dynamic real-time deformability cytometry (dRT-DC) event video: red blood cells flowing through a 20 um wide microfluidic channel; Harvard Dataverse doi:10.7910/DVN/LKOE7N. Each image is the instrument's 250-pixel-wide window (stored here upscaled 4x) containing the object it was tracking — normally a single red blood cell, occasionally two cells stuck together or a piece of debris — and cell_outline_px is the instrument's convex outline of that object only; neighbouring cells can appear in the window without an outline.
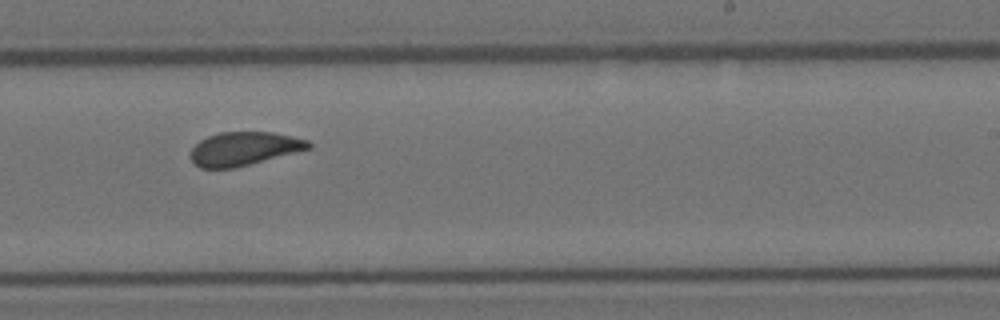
{"species": "Egyptian fruit bat (a non-hibernating species)", "species_latin": "Rousettus aegyptiacus", "temperature_condition": "room temperature", "stored_images_in_passage": 16, "camera_frame_rate_fps": 3000, "um_per_image_px": 0.085, "animal": {"sex": "female"}, "frame": {"image": 1, "passage_image": 11, "time_ms": 3.333, "image_size_px": [1000, 320], "cell_outline_px": [[312, 148], [236, 168], [200, 168], [188, 156], [192, 148], [200, 140], [208, 136], [220, 132], [272, 132], [292, 136], [308, 140], [312, 144]], "centroid_in_image_um": [20.74, 12.64], "position_along_channel_um": 268.3, "area_um2": 23.18}}
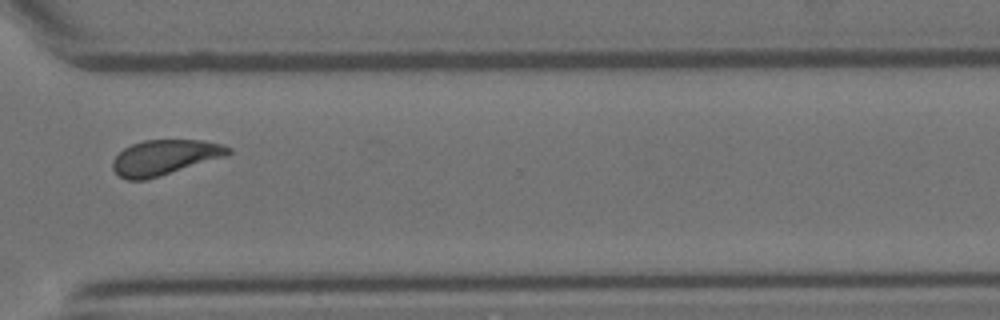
{"frame": {"image": 2, "passage_image": 13, "time_ms": 4.0, "image_size_px": [1000, 320], "cell_outline_px": [[232, 152], [228, 156], [160, 176], [144, 180], [128, 180], [120, 176], [112, 168], [112, 160], [124, 148], [132, 144], [144, 140], [204, 140], [220, 144], [232, 148]], "centroid_in_image_um": [14.03, 13.38], "position_along_channel_um": 356.6, "area_um2": 23.76}}
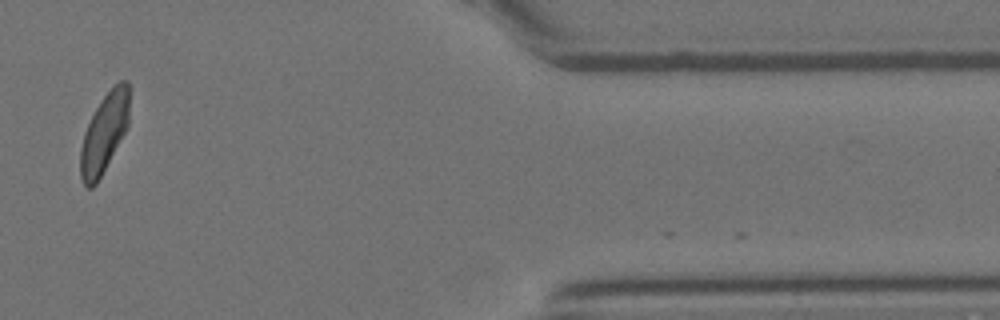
{"frame": {"image": 3, "passage_image": 15, "time_ms": 4.667, "image_size_px": [1000, 320], "cell_outline_px": [[128, 128], [96, 184], [92, 188], [88, 188], [80, 180], [80, 148], [84, 132], [100, 100], [120, 80], [128, 80]], "centroid_in_image_um": [8.84, 11.35], "position_along_channel_um": 402.6, "area_um2": 22.43}}